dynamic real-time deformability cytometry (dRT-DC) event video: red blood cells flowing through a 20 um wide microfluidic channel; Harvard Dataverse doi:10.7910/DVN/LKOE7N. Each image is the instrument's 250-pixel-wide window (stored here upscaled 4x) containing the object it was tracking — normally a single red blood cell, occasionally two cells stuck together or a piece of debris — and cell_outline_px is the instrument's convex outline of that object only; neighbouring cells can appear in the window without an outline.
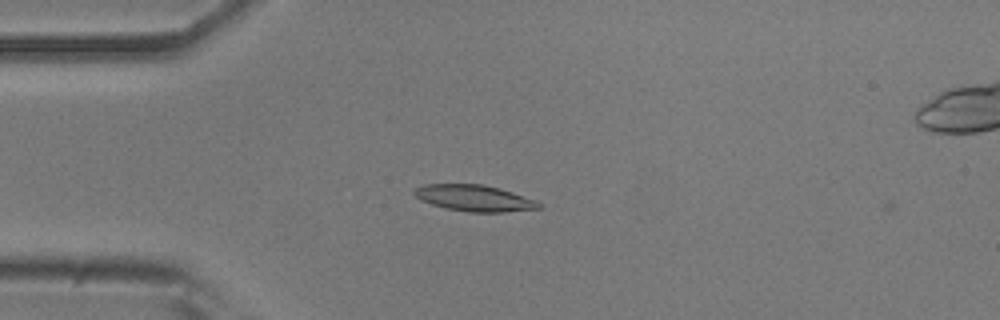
{"species": "common noctule bat (a hibernating species)", "species_latin": "Nyctalus noctula", "temperature_condition": "room temperature", "stored_images_in_passage": 4, "camera_frame_rate_fps": 3000, "um_per_image_px": 0.085, "animal": {"sex": "male", "body_mass_g": 20.5, "forearm_length_mm": 52.5}, "frame": {"image": 1, "passage_image": 3, "time_ms": 0.667, "image_size_px": [1000, 320], "cell_outline_px": [[544, 204], [540, 208], [504, 212], [468, 212], [444, 208], [420, 200], [412, 192], [416, 188], [424, 184], [484, 184], [500, 188], [536, 200]], "centroid_in_image_um": [40.33, 16.84], "position_along_channel_um": 44.7, "area_um2": 19.19}}